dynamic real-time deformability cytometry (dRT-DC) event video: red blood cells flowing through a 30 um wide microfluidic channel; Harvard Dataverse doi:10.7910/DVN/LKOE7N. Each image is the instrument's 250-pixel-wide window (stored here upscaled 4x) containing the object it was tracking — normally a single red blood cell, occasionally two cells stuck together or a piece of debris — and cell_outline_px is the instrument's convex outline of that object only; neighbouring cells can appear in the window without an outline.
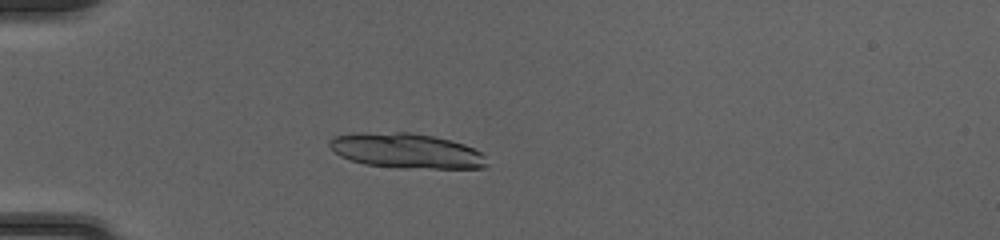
{"species": "common noctule bat (a hibernating species)", "species_latin": "Nyctalus noctula", "temperature_condition": "cold", "stored_images_in_passage": 50, "camera_frame_rate_fps": 3000, "um_per_image_px": 0.085, "animal": {"sex": "female", "body_mass_g": 20.0, "forearm_length_mm": 54.0}, "frame": {"image": 1, "passage_image": 15, "time_ms": 4.667, "image_size_px": [1000, 240], "cell_outline_px": [[488, 164], [484, 168], [400, 168], [364, 164], [340, 156], [328, 144], [328, 140], [332, 136], [352, 132], [412, 132], [452, 140], [464, 144], [480, 152], [484, 156]], "centroid_in_image_um": [34.51, 12.8], "position_along_channel_um": 50.5, "area_um2": 32.31}}